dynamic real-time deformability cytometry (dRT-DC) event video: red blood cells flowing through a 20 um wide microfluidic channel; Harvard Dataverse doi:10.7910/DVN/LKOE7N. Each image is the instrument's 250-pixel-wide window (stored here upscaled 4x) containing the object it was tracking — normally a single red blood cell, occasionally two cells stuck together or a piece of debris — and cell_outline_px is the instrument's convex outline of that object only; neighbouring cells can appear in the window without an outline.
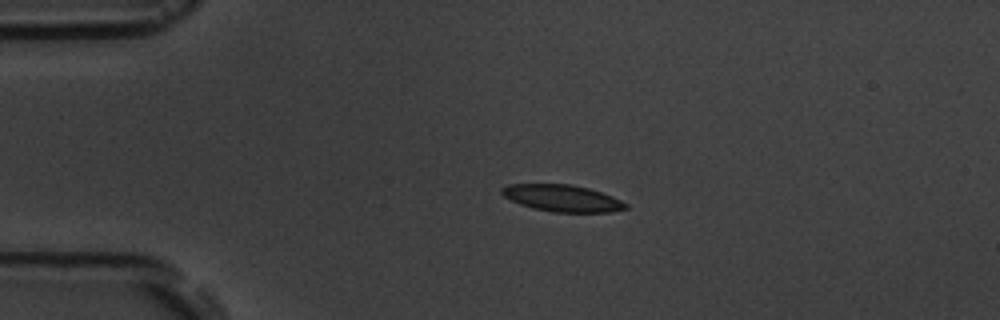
{"species": "common noctule bat (a hibernating species)", "species_latin": "Nyctalus noctula", "temperature_condition": "room temperature", "stored_images_in_passage": 4, "camera_frame_rate_fps": 3000, "um_per_image_px": 0.085, "animal": {"sex": "male", "body_mass_g": 19.5, "forearm_length_mm": 54.6}, "frame": {"image": 1, "passage_image": 3, "time_ms": 2.333, "image_size_px": [1000, 320], "cell_outline_px": [[628, 208], [612, 212], [552, 212], [532, 208], [520, 204], [504, 196], [500, 192], [500, 188], [508, 184], [572, 184], [588, 188], [612, 196], [628, 204]], "centroid_in_image_um": [47.79, 16.84], "position_along_channel_um": 37.2, "area_um2": 19.36}}